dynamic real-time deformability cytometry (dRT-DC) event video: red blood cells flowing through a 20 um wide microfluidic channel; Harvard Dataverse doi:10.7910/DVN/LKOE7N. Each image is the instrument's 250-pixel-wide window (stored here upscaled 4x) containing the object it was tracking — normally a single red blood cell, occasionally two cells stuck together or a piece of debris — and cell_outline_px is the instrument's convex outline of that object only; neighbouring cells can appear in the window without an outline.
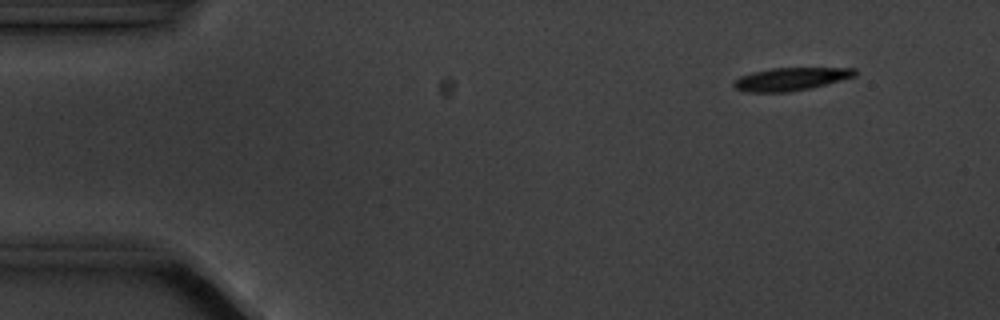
{"species": "common noctule bat (a hibernating species)", "species_latin": "Nyctalus noctula", "temperature_condition": "cold", "stored_images_in_passage": 5, "camera_frame_rate_fps": 3000, "um_per_image_px": 0.085, "animal": {"sex": "male", "body_mass_g": 20.1, "forearm_length_mm": 53.5}, "frame": {"image": 1, "passage_image": 2, "time_ms": 1.333, "image_size_px": [1000, 320], "cell_outline_px": [[856, 76], [808, 88], [788, 92], [744, 92], [736, 88], [732, 84], [740, 76], [752, 72], [772, 68], [856, 68]], "centroid_in_image_um": [67.18, 6.71], "position_along_channel_um": 17.8, "area_um2": 15.95}}
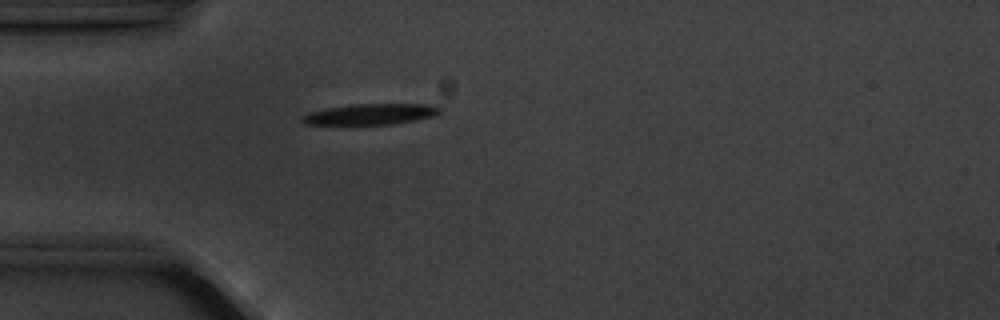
{"frame": {"image": 2, "passage_image": 5, "time_ms": 4.667, "image_size_px": [1000, 320], "cell_outline_px": [[440, 112], [432, 116], [416, 120], [392, 124], [308, 124], [300, 120], [300, 116], [308, 112], [324, 108], [352, 104], [428, 104], [440, 108]], "centroid_in_image_um": [31.44, 9.7], "position_along_channel_um": 53.6, "area_um2": 16.65}}